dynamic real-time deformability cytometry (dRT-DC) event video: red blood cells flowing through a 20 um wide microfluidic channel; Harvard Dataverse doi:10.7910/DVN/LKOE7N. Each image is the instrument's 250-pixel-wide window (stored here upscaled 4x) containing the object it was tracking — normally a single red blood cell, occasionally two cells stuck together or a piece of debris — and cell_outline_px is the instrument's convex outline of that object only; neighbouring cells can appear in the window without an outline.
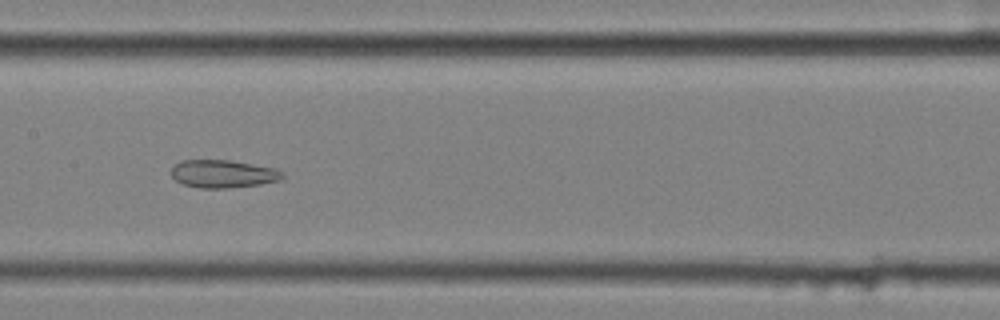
{"species": "common noctule bat (a hibernating species)", "species_latin": "Nyctalus noctula", "temperature_condition": "cold", "stored_images_in_passage": 58, "segment_of_instrument_passage": [2, 2], "camera_frame_rate_fps": 3000, "um_per_image_px": 0.085, "animal": {"sex": "female", "body_mass_g": 25.1}, "frame": {"image": 1, "passage_image": 30, "time_ms": 9.667, "image_size_px": [1000, 320], "cell_outline_px": [[284, 176], [280, 180], [260, 184], [228, 188], [200, 188], [184, 184], [176, 180], [172, 176], [172, 168], [180, 160], [228, 160], [276, 168], [284, 172]], "centroid_in_image_um": [18.98, 14.77], "position_along_channel_um": 188.4, "area_um2": 17.98}}
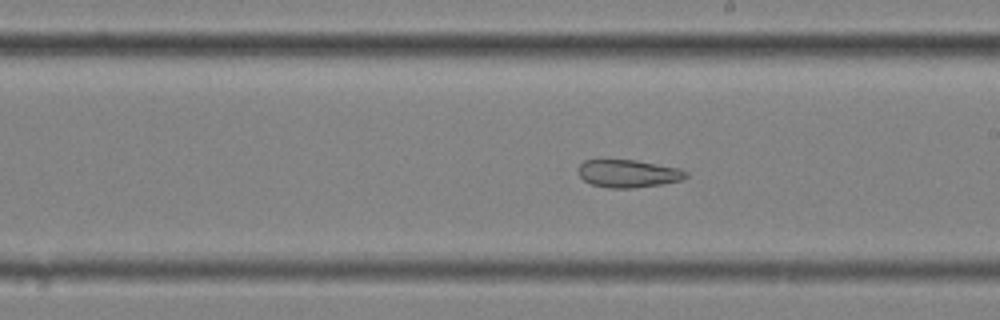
{"frame": {"image": 2, "passage_image": 34, "time_ms": 11.0, "image_size_px": [1000, 320], "cell_outline_px": [[688, 176], [680, 180], [660, 184], [632, 188], [608, 188], [592, 184], [584, 180], [580, 176], [580, 164], [584, 160], [636, 160], [680, 168], [688, 172]], "centroid_in_image_um": [53.43, 14.75], "position_along_channel_um": 235.6, "area_um2": 17.22}}
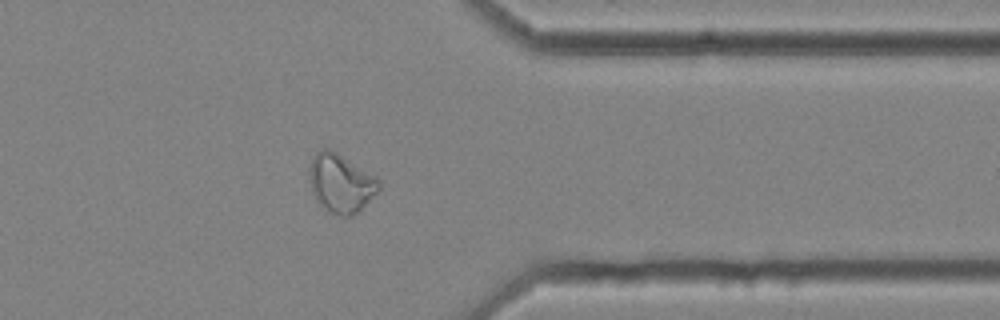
{"frame": {"image": 3, "passage_image": 47, "time_ms": 15.333, "image_size_px": [1000, 320], "cell_outline_px": [[380, 188], [352, 216], [340, 216], [328, 212], [312, 192], [308, 176], [308, 168], [312, 156], [316, 152], [324, 148], [328, 148], [336, 152], [376, 176], [380, 180]], "centroid_in_image_um": [28.93, 15.54], "position_along_channel_um": 382.5, "area_um2": 23.52}}